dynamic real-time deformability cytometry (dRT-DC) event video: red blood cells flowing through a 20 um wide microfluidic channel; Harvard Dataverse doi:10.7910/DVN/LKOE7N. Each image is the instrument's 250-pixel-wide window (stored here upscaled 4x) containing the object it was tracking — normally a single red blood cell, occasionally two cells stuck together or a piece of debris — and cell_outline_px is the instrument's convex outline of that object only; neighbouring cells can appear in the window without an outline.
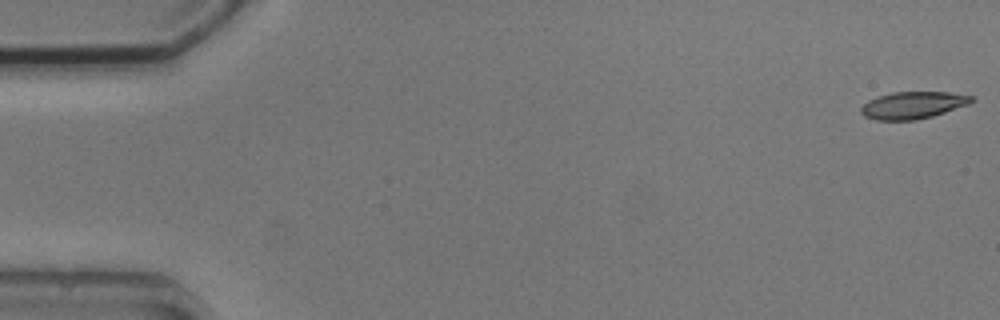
{"species": "common noctule bat (a hibernating species)", "species_latin": "Nyctalus noctula", "temperature_condition": "cold", "stored_images_in_passage": 5, "camera_frame_rate_fps": 3000, "um_per_image_px": 0.085, "animal": {"sex": "male", "body_mass_g": 20.5, "forearm_length_mm": 52.5}, "frame": {"image": 1, "passage_image": 1, "time_ms": 0.0, "image_size_px": [1000, 320], "cell_outline_px": [[976, 100], [968, 104], [932, 116], [916, 120], [876, 120], [864, 116], [860, 112], [860, 108], [868, 100], [892, 92], [948, 92], [972, 96]], "centroid_in_image_um": [77.58, 8.94], "position_along_channel_um": 7.4, "area_um2": 17.34}}